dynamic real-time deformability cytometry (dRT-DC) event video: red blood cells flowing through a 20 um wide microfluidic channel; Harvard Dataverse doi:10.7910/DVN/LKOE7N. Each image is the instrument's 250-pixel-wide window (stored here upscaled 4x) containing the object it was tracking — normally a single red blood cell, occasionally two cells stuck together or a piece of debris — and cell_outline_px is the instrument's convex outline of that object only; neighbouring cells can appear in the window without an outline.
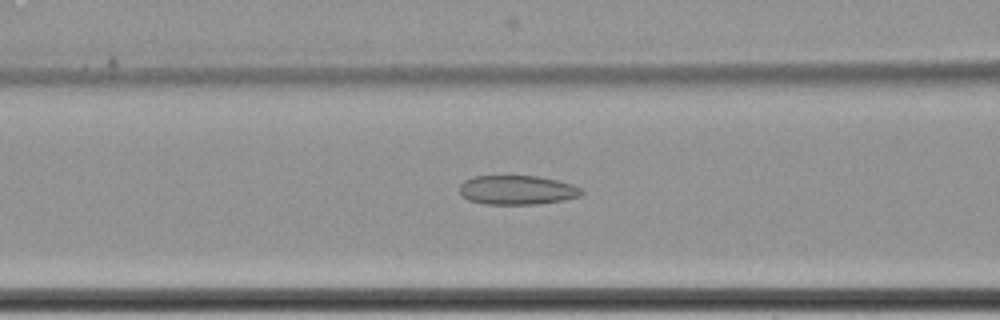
{"species": "common noctule bat (a hibernating species)", "species_latin": "Nyctalus noctula", "temperature_condition": "cold", "stored_images_in_passage": 65, "camera_frame_rate_fps": 3000, "um_per_image_px": 0.085, "animal": {"sex": "female", "body_mass_g": 22.7, "forearm_length_mm": 54.2}, "frame": {"image": 1, "passage_image": 30, "time_ms": 9.667, "image_size_px": [1000, 320], "cell_outline_px": [[584, 192], [580, 196], [564, 200], [536, 204], [484, 204], [468, 200], [460, 192], [460, 184], [464, 180], [472, 176], [536, 176], [556, 180], [572, 184], [580, 188]], "centroid_in_image_um": [43.94, 16.15], "position_along_channel_um": 122.7, "area_um2": 20.75}}
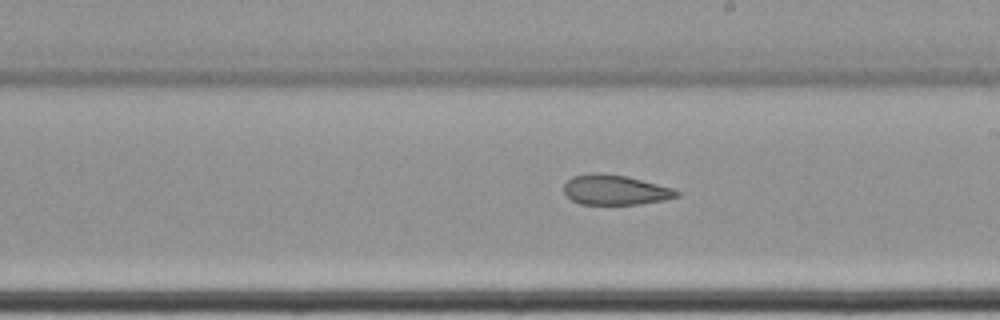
{"frame": {"image": 2, "passage_image": 40, "time_ms": 13.0, "image_size_px": [1000, 320], "cell_outline_px": [[680, 196], [664, 200], [640, 204], [580, 204], [572, 200], [564, 192], [564, 184], [572, 176], [588, 172], [600, 172], [624, 176], [672, 188], [680, 192]], "centroid_in_image_um": [52.26, 16.14], "position_along_channel_um": 236.7, "area_um2": 19.65}}
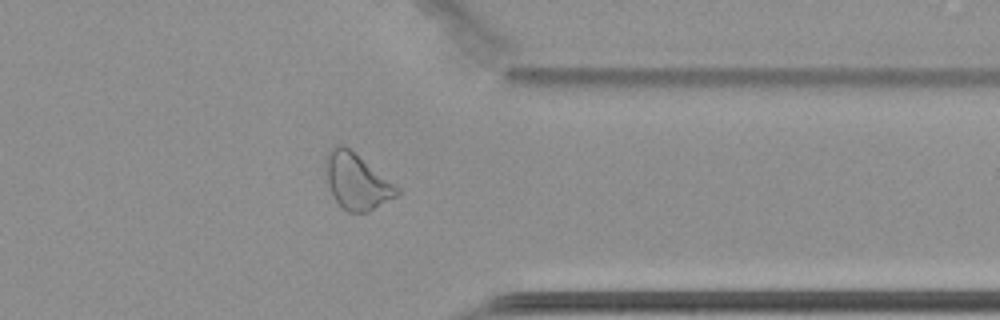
{"frame": {"image": 3, "passage_image": 53, "time_ms": 17.333, "image_size_px": [1000, 320], "cell_outline_px": [[400, 192], [396, 196], [368, 212], [348, 212], [336, 200], [328, 184], [324, 160], [328, 148], [336, 144], [344, 144], [400, 188]], "centroid_in_image_um": [30.3, 15.37], "position_along_channel_um": 381.1, "area_um2": 23.06}, "authors_computed_cell_mechanics": {"area_um2": 25.143, "velocity_mm_per_s": 3.4231, "shape_relaxation_time_tau1_ms": null, "shape_relaxation_time_tau2_ms": 4.4015, "deformation_change_tau1": null, "deformation_change_tau2": 0.1172}}